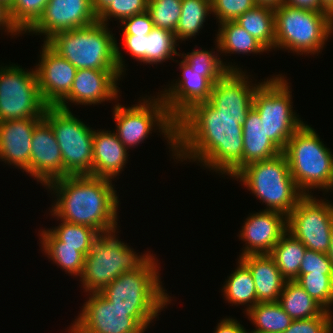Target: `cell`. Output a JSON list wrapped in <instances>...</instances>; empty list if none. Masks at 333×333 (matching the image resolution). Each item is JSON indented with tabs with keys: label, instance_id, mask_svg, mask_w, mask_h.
Wrapping results in <instances>:
<instances>
[{
	"label": "cell",
	"instance_id": "17",
	"mask_svg": "<svg viewBox=\"0 0 333 333\" xmlns=\"http://www.w3.org/2000/svg\"><path fill=\"white\" fill-rule=\"evenodd\" d=\"M121 76L119 70L78 69L70 93L57 106L69 110L68 102L91 105L114 100Z\"/></svg>",
	"mask_w": 333,
	"mask_h": 333
},
{
	"label": "cell",
	"instance_id": "36",
	"mask_svg": "<svg viewBox=\"0 0 333 333\" xmlns=\"http://www.w3.org/2000/svg\"><path fill=\"white\" fill-rule=\"evenodd\" d=\"M182 57L193 72L196 71L205 78H222L228 71H239L237 66H227L215 53L204 49H195L191 53L182 54Z\"/></svg>",
	"mask_w": 333,
	"mask_h": 333
},
{
	"label": "cell",
	"instance_id": "28",
	"mask_svg": "<svg viewBox=\"0 0 333 333\" xmlns=\"http://www.w3.org/2000/svg\"><path fill=\"white\" fill-rule=\"evenodd\" d=\"M305 245L289 232H285L269 254L287 281H294L299 275Z\"/></svg>",
	"mask_w": 333,
	"mask_h": 333
},
{
	"label": "cell",
	"instance_id": "45",
	"mask_svg": "<svg viewBox=\"0 0 333 333\" xmlns=\"http://www.w3.org/2000/svg\"><path fill=\"white\" fill-rule=\"evenodd\" d=\"M124 46L134 59L145 63V44L146 36L144 35H123Z\"/></svg>",
	"mask_w": 333,
	"mask_h": 333
},
{
	"label": "cell",
	"instance_id": "14",
	"mask_svg": "<svg viewBox=\"0 0 333 333\" xmlns=\"http://www.w3.org/2000/svg\"><path fill=\"white\" fill-rule=\"evenodd\" d=\"M69 333H144L146 330L131 317V309H120L101 292L90 293Z\"/></svg>",
	"mask_w": 333,
	"mask_h": 333
},
{
	"label": "cell",
	"instance_id": "42",
	"mask_svg": "<svg viewBox=\"0 0 333 333\" xmlns=\"http://www.w3.org/2000/svg\"><path fill=\"white\" fill-rule=\"evenodd\" d=\"M255 6V0H211L213 15H216L219 23L235 21Z\"/></svg>",
	"mask_w": 333,
	"mask_h": 333
},
{
	"label": "cell",
	"instance_id": "20",
	"mask_svg": "<svg viewBox=\"0 0 333 333\" xmlns=\"http://www.w3.org/2000/svg\"><path fill=\"white\" fill-rule=\"evenodd\" d=\"M286 231L287 216L280 212L263 210L250 214L239 234L246 242L239 257L270 254Z\"/></svg>",
	"mask_w": 333,
	"mask_h": 333
},
{
	"label": "cell",
	"instance_id": "34",
	"mask_svg": "<svg viewBox=\"0 0 333 333\" xmlns=\"http://www.w3.org/2000/svg\"><path fill=\"white\" fill-rule=\"evenodd\" d=\"M61 222L59 226L49 230L62 242V246L76 247L77 251L86 256L100 233L88 226L63 220Z\"/></svg>",
	"mask_w": 333,
	"mask_h": 333
},
{
	"label": "cell",
	"instance_id": "3",
	"mask_svg": "<svg viewBox=\"0 0 333 333\" xmlns=\"http://www.w3.org/2000/svg\"><path fill=\"white\" fill-rule=\"evenodd\" d=\"M157 265L151 256L139 269L121 274L101 291L114 306L131 309V317L145 330L171 301L163 290Z\"/></svg>",
	"mask_w": 333,
	"mask_h": 333
},
{
	"label": "cell",
	"instance_id": "4",
	"mask_svg": "<svg viewBox=\"0 0 333 333\" xmlns=\"http://www.w3.org/2000/svg\"><path fill=\"white\" fill-rule=\"evenodd\" d=\"M96 21L89 26L54 34L45 43L78 69L119 70L124 62L112 32Z\"/></svg>",
	"mask_w": 333,
	"mask_h": 333
},
{
	"label": "cell",
	"instance_id": "41",
	"mask_svg": "<svg viewBox=\"0 0 333 333\" xmlns=\"http://www.w3.org/2000/svg\"><path fill=\"white\" fill-rule=\"evenodd\" d=\"M332 311H324L320 316L292 320L282 333H333Z\"/></svg>",
	"mask_w": 333,
	"mask_h": 333
},
{
	"label": "cell",
	"instance_id": "13",
	"mask_svg": "<svg viewBox=\"0 0 333 333\" xmlns=\"http://www.w3.org/2000/svg\"><path fill=\"white\" fill-rule=\"evenodd\" d=\"M303 195L287 216V232L300 240L307 249L328 253L333 226V204Z\"/></svg>",
	"mask_w": 333,
	"mask_h": 333
},
{
	"label": "cell",
	"instance_id": "9",
	"mask_svg": "<svg viewBox=\"0 0 333 333\" xmlns=\"http://www.w3.org/2000/svg\"><path fill=\"white\" fill-rule=\"evenodd\" d=\"M43 118L50 124L61 150L63 177L92 176L94 129L70 110L58 106H47Z\"/></svg>",
	"mask_w": 333,
	"mask_h": 333
},
{
	"label": "cell",
	"instance_id": "38",
	"mask_svg": "<svg viewBox=\"0 0 333 333\" xmlns=\"http://www.w3.org/2000/svg\"><path fill=\"white\" fill-rule=\"evenodd\" d=\"M49 0H13L9 15L14 27L28 32L40 19Z\"/></svg>",
	"mask_w": 333,
	"mask_h": 333
},
{
	"label": "cell",
	"instance_id": "26",
	"mask_svg": "<svg viewBox=\"0 0 333 333\" xmlns=\"http://www.w3.org/2000/svg\"><path fill=\"white\" fill-rule=\"evenodd\" d=\"M235 22L252 35L267 50L275 48L274 9L256 5L240 15Z\"/></svg>",
	"mask_w": 333,
	"mask_h": 333
},
{
	"label": "cell",
	"instance_id": "29",
	"mask_svg": "<svg viewBox=\"0 0 333 333\" xmlns=\"http://www.w3.org/2000/svg\"><path fill=\"white\" fill-rule=\"evenodd\" d=\"M217 34V47L221 53H261L268 51L244 28L235 21H226L220 23Z\"/></svg>",
	"mask_w": 333,
	"mask_h": 333
},
{
	"label": "cell",
	"instance_id": "12",
	"mask_svg": "<svg viewBox=\"0 0 333 333\" xmlns=\"http://www.w3.org/2000/svg\"><path fill=\"white\" fill-rule=\"evenodd\" d=\"M46 108L36 70L28 72L15 64L0 67V122L43 117Z\"/></svg>",
	"mask_w": 333,
	"mask_h": 333
},
{
	"label": "cell",
	"instance_id": "24",
	"mask_svg": "<svg viewBox=\"0 0 333 333\" xmlns=\"http://www.w3.org/2000/svg\"><path fill=\"white\" fill-rule=\"evenodd\" d=\"M239 259L249 268L254 279L257 303L279 300L287 281L269 254L246 255Z\"/></svg>",
	"mask_w": 333,
	"mask_h": 333
},
{
	"label": "cell",
	"instance_id": "5",
	"mask_svg": "<svg viewBox=\"0 0 333 333\" xmlns=\"http://www.w3.org/2000/svg\"><path fill=\"white\" fill-rule=\"evenodd\" d=\"M314 130L303 123L282 151L291 176L304 195H309V190L314 188L326 189L327 192L333 190V154Z\"/></svg>",
	"mask_w": 333,
	"mask_h": 333
},
{
	"label": "cell",
	"instance_id": "22",
	"mask_svg": "<svg viewBox=\"0 0 333 333\" xmlns=\"http://www.w3.org/2000/svg\"><path fill=\"white\" fill-rule=\"evenodd\" d=\"M43 119L24 118L0 122V159L29 173L31 139Z\"/></svg>",
	"mask_w": 333,
	"mask_h": 333
},
{
	"label": "cell",
	"instance_id": "39",
	"mask_svg": "<svg viewBox=\"0 0 333 333\" xmlns=\"http://www.w3.org/2000/svg\"><path fill=\"white\" fill-rule=\"evenodd\" d=\"M182 0H148L147 11L155 28L175 33L181 16Z\"/></svg>",
	"mask_w": 333,
	"mask_h": 333
},
{
	"label": "cell",
	"instance_id": "23",
	"mask_svg": "<svg viewBox=\"0 0 333 333\" xmlns=\"http://www.w3.org/2000/svg\"><path fill=\"white\" fill-rule=\"evenodd\" d=\"M97 131V132H96ZM127 149L115 131L95 130L93 134L92 176L112 179L127 162Z\"/></svg>",
	"mask_w": 333,
	"mask_h": 333
},
{
	"label": "cell",
	"instance_id": "21",
	"mask_svg": "<svg viewBox=\"0 0 333 333\" xmlns=\"http://www.w3.org/2000/svg\"><path fill=\"white\" fill-rule=\"evenodd\" d=\"M182 78L165 89L161 98L165 102L169 114L177 120L193 104L208 101L213 85L221 78H205L196 71L193 72L190 66L182 60L180 62ZM175 85V86H174Z\"/></svg>",
	"mask_w": 333,
	"mask_h": 333
},
{
	"label": "cell",
	"instance_id": "53",
	"mask_svg": "<svg viewBox=\"0 0 333 333\" xmlns=\"http://www.w3.org/2000/svg\"><path fill=\"white\" fill-rule=\"evenodd\" d=\"M3 2L6 6L10 7V5L13 3V0H0Z\"/></svg>",
	"mask_w": 333,
	"mask_h": 333
},
{
	"label": "cell",
	"instance_id": "51",
	"mask_svg": "<svg viewBox=\"0 0 333 333\" xmlns=\"http://www.w3.org/2000/svg\"><path fill=\"white\" fill-rule=\"evenodd\" d=\"M322 7L333 16V0H320Z\"/></svg>",
	"mask_w": 333,
	"mask_h": 333
},
{
	"label": "cell",
	"instance_id": "35",
	"mask_svg": "<svg viewBox=\"0 0 333 333\" xmlns=\"http://www.w3.org/2000/svg\"><path fill=\"white\" fill-rule=\"evenodd\" d=\"M176 36L167 29L154 28L146 35L145 63L157 64L173 59L174 54L181 56L176 51ZM173 55V56H172Z\"/></svg>",
	"mask_w": 333,
	"mask_h": 333
},
{
	"label": "cell",
	"instance_id": "8",
	"mask_svg": "<svg viewBox=\"0 0 333 333\" xmlns=\"http://www.w3.org/2000/svg\"><path fill=\"white\" fill-rule=\"evenodd\" d=\"M115 232L100 234L85 256L80 281L86 292L100 293L121 274L139 269L152 256L148 253L138 256L118 240Z\"/></svg>",
	"mask_w": 333,
	"mask_h": 333
},
{
	"label": "cell",
	"instance_id": "50",
	"mask_svg": "<svg viewBox=\"0 0 333 333\" xmlns=\"http://www.w3.org/2000/svg\"><path fill=\"white\" fill-rule=\"evenodd\" d=\"M255 3L275 10L284 3V0H255Z\"/></svg>",
	"mask_w": 333,
	"mask_h": 333
},
{
	"label": "cell",
	"instance_id": "47",
	"mask_svg": "<svg viewBox=\"0 0 333 333\" xmlns=\"http://www.w3.org/2000/svg\"><path fill=\"white\" fill-rule=\"evenodd\" d=\"M284 4L299 9H307L316 12H327L322 7L320 0H284Z\"/></svg>",
	"mask_w": 333,
	"mask_h": 333
},
{
	"label": "cell",
	"instance_id": "49",
	"mask_svg": "<svg viewBox=\"0 0 333 333\" xmlns=\"http://www.w3.org/2000/svg\"><path fill=\"white\" fill-rule=\"evenodd\" d=\"M114 0H92L94 12L99 16Z\"/></svg>",
	"mask_w": 333,
	"mask_h": 333
},
{
	"label": "cell",
	"instance_id": "44",
	"mask_svg": "<svg viewBox=\"0 0 333 333\" xmlns=\"http://www.w3.org/2000/svg\"><path fill=\"white\" fill-rule=\"evenodd\" d=\"M122 24L123 35L146 36L155 28L148 11L124 19Z\"/></svg>",
	"mask_w": 333,
	"mask_h": 333
},
{
	"label": "cell",
	"instance_id": "40",
	"mask_svg": "<svg viewBox=\"0 0 333 333\" xmlns=\"http://www.w3.org/2000/svg\"><path fill=\"white\" fill-rule=\"evenodd\" d=\"M148 0H114L98 16V21L107 25L108 19L117 18L120 22L131 16L147 11Z\"/></svg>",
	"mask_w": 333,
	"mask_h": 333
},
{
	"label": "cell",
	"instance_id": "30",
	"mask_svg": "<svg viewBox=\"0 0 333 333\" xmlns=\"http://www.w3.org/2000/svg\"><path fill=\"white\" fill-rule=\"evenodd\" d=\"M239 266L223 286L224 297L232 305H247L246 312L257 304L254 279L249 268L239 259Z\"/></svg>",
	"mask_w": 333,
	"mask_h": 333
},
{
	"label": "cell",
	"instance_id": "27",
	"mask_svg": "<svg viewBox=\"0 0 333 333\" xmlns=\"http://www.w3.org/2000/svg\"><path fill=\"white\" fill-rule=\"evenodd\" d=\"M283 310L293 319L320 316L325 309L295 281H286L279 297Z\"/></svg>",
	"mask_w": 333,
	"mask_h": 333
},
{
	"label": "cell",
	"instance_id": "52",
	"mask_svg": "<svg viewBox=\"0 0 333 333\" xmlns=\"http://www.w3.org/2000/svg\"><path fill=\"white\" fill-rule=\"evenodd\" d=\"M328 257L332 263V266H333V226H332V229H331V243H330V249L328 251Z\"/></svg>",
	"mask_w": 333,
	"mask_h": 333
},
{
	"label": "cell",
	"instance_id": "32",
	"mask_svg": "<svg viewBox=\"0 0 333 333\" xmlns=\"http://www.w3.org/2000/svg\"><path fill=\"white\" fill-rule=\"evenodd\" d=\"M246 314L256 325V329L249 333H282L293 320L278 301L257 303Z\"/></svg>",
	"mask_w": 333,
	"mask_h": 333
},
{
	"label": "cell",
	"instance_id": "16",
	"mask_svg": "<svg viewBox=\"0 0 333 333\" xmlns=\"http://www.w3.org/2000/svg\"><path fill=\"white\" fill-rule=\"evenodd\" d=\"M35 68L41 98L47 106H57L69 93L77 68L45 42Z\"/></svg>",
	"mask_w": 333,
	"mask_h": 333
},
{
	"label": "cell",
	"instance_id": "31",
	"mask_svg": "<svg viewBox=\"0 0 333 333\" xmlns=\"http://www.w3.org/2000/svg\"><path fill=\"white\" fill-rule=\"evenodd\" d=\"M44 253L71 275L80 276L83 271L85 256L76 247L62 246V242L50 231L40 232Z\"/></svg>",
	"mask_w": 333,
	"mask_h": 333
},
{
	"label": "cell",
	"instance_id": "6",
	"mask_svg": "<svg viewBox=\"0 0 333 333\" xmlns=\"http://www.w3.org/2000/svg\"><path fill=\"white\" fill-rule=\"evenodd\" d=\"M234 178L240 179L249 187V191L268 206L265 210L277 211L285 216L304 195L296 186L283 153L243 167Z\"/></svg>",
	"mask_w": 333,
	"mask_h": 333
},
{
	"label": "cell",
	"instance_id": "7",
	"mask_svg": "<svg viewBox=\"0 0 333 333\" xmlns=\"http://www.w3.org/2000/svg\"><path fill=\"white\" fill-rule=\"evenodd\" d=\"M275 13V49L298 54L319 53L333 33V16L282 4Z\"/></svg>",
	"mask_w": 333,
	"mask_h": 333
},
{
	"label": "cell",
	"instance_id": "1",
	"mask_svg": "<svg viewBox=\"0 0 333 333\" xmlns=\"http://www.w3.org/2000/svg\"><path fill=\"white\" fill-rule=\"evenodd\" d=\"M240 116L218 114L208 102L193 104L176 120V158L192 159L234 177L243 168Z\"/></svg>",
	"mask_w": 333,
	"mask_h": 333
},
{
	"label": "cell",
	"instance_id": "43",
	"mask_svg": "<svg viewBox=\"0 0 333 333\" xmlns=\"http://www.w3.org/2000/svg\"><path fill=\"white\" fill-rule=\"evenodd\" d=\"M308 273L333 274V266L328 254L306 249L299 275Z\"/></svg>",
	"mask_w": 333,
	"mask_h": 333
},
{
	"label": "cell",
	"instance_id": "2",
	"mask_svg": "<svg viewBox=\"0 0 333 333\" xmlns=\"http://www.w3.org/2000/svg\"><path fill=\"white\" fill-rule=\"evenodd\" d=\"M46 188L58 197L50 211L52 216L88 226L100 234L116 231L119 200L111 179L65 176L51 181Z\"/></svg>",
	"mask_w": 333,
	"mask_h": 333
},
{
	"label": "cell",
	"instance_id": "11",
	"mask_svg": "<svg viewBox=\"0 0 333 333\" xmlns=\"http://www.w3.org/2000/svg\"><path fill=\"white\" fill-rule=\"evenodd\" d=\"M143 99L131 107L115 105L113 116L116 121V135L128 150L134 147L152 133L153 127L158 126L168 138L172 152L176 157V120L167 111L165 102L160 95L155 99ZM150 100V101H149Z\"/></svg>",
	"mask_w": 333,
	"mask_h": 333
},
{
	"label": "cell",
	"instance_id": "19",
	"mask_svg": "<svg viewBox=\"0 0 333 333\" xmlns=\"http://www.w3.org/2000/svg\"><path fill=\"white\" fill-rule=\"evenodd\" d=\"M29 174L43 185L63 177L61 150L50 124L43 118L31 139Z\"/></svg>",
	"mask_w": 333,
	"mask_h": 333
},
{
	"label": "cell",
	"instance_id": "25",
	"mask_svg": "<svg viewBox=\"0 0 333 333\" xmlns=\"http://www.w3.org/2000/svg\"><path fill=\"white\" fill-rule=\"evenodd\" d=\"M258 112L252 107L243 121V167L274 158L282 151L267 137Z\"/></svg>",
	"mask_w": 333,
	"mask_h": 333
},
{
	"label": "cell",
	"instance_id": "33",
	"mask_svg": "<svg viewBox=\"0 0 333 333\" xmlns=\"http://www.w3.org/2000/svg\"><path fill=\"white\" fill-rule=\"evenodd\" d=\"M212 13L211 0H182L181 16L175 36L180 41L195 36L203 27L205 18Z\"/></svg>",
	"mask_w": 333,
	"mask_h": 333
},
{
	"label": "cell",
	"instance_id": "48",
	"mask_svg": "<svg viewBox=\"0 0 333 333\" xmlns=\"http://www.w3.org/2000/svg\"><path fill=\"white\" fill-rule=\"evenodd\" d=\"M0 27L3 29L5 28V31L8 33H11L10 35H17L21 34L13 25L10 15H9V7L6 6L3 2L0 1ZM0 28V29H1Z\"/></svg>",
	"mask_w": 333,
	"mask_h": 333
},
{
	"label": "cell",
	"instance_id": "10",
	"mask_svg": "<svg viewBox=\"0 0 333 333\" xmlns=\"http://www.w3.org/2000/svg\"><path fill=\"white\" fill-rule=\"evenodd\" d=\"M284 76L259 83L253 98V108L258 112L267 137L281 150L293 133L304 123L296 117L292 106V92Z\"/></svg>",
	"mask_w": 333,
	"mask_h": 333
},
{
	"label": "cell",
	"instance_id": "37",
	"mask_svg": "<svg viewBox=\"0 0 333 333\" xmlns=\"http://www.w3.org/2000/svg\"><path fill=\"white\" fill-rule=\"evenodd\" d=\"M326 311L333 304V274L308 273L294 280Z\"/></svg>",
	"mask_w": 333,
	"mask_h": 333
},
{
	"label": "cell",
	"instance_id": "18",
	"mask_svg": "<svg viewBox=\"0 0 333 333\" xmlns=\"http://www.w3.org/2000/svg\"><path fill=\"white\" fill-rule=\"evenodd\" d=\"M247 76L241 69L228 71L213 85L208 102L218 114L246 118L253 106L255 90L259 86V84L251 85Z\"/></svg>",
	"mask_w": 333,
	"mask_h": 333
},
{
	"label": "cell",
	"instance_id": "15",
	"mask_svg": "<svg viewBox=\"0 0 333 333\" xmlns=\"http://www.w3.org/2000/svg\"><path fill=\"white\" fill-rule=\"evenodd\" d=\"M98 21L92 0H49L44 13L28 31L44 34L46 42L54 34L89 26Z\"/></svg>",
	"mask_w": 333,
	"mask_h": 333
},
{
	"label": "cell",
	"instance_id": "46",
	"mask_svg": "<svg viewBox=\"0 0 333 333\" xmlns=\"http://www.w3.org/2000/svg\"><path fill=\"white\" fill-rule=\"evenodd\" d=\"M215 333H249L233 318H224L217 325Z\"/></svg>",
	"mask_w": 333,
	"mask_h": 333
}]
</instances>
